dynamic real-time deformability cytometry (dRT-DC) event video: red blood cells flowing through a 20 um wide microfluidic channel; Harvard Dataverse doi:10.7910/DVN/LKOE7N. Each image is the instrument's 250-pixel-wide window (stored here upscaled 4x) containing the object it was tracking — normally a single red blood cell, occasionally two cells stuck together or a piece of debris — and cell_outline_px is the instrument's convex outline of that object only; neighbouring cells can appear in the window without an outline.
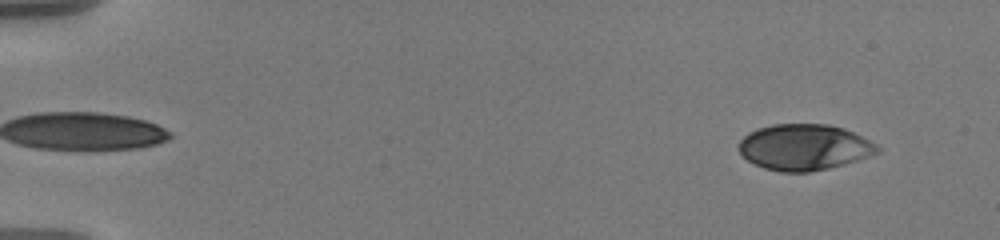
{"species": "human", "species_latin": "Homo sapiens", "temperature_condition": "warm", "stored_images_in_passage": 56, "camera_frame_rate_fps": 3000, "um_per_image_px": 0.085, "donor": {"sex": "male"}, "frame": {"image": 1, "passage_image": 4, "time_ms": 1.0, "image_size_px": [1000, 240], "cell_outline_px": [[880, 152], [844, 164], [828, 168], [808, 172], [780, 172], [764, 168], [748, 160], [740, 152], [740, 140], [748, 132], [756, 128], [772, 124], [828, 124], [844, 128], [876, 144], [880, 148]], "centroid_in_image_um": [68.34, 12.5], "position_along_channel_um": 16.7, "area_um2": 36.93}}
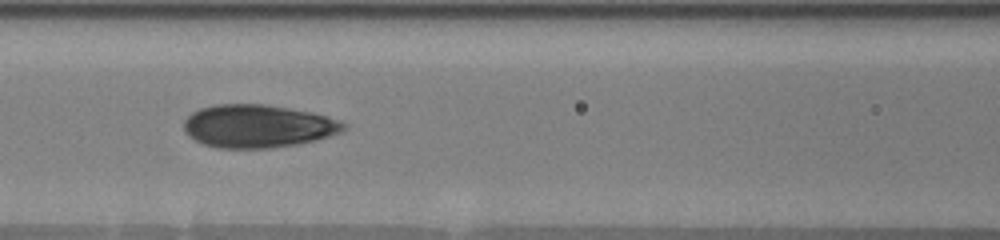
{"frame": {"image": 2, "passage_image": 26, "time_ms": 8.333, "image_size_px": [1000, 240], "cell_outline_px": [[348, 128], [340, 132], [316, 140], [296, 144], [268, 148], [216, 148], [204, 144], [188, 136], [184, 132], [184, 120], [192, 112], [200, 108], [216, 104], [268, 104], [312, 112], [328, 116], [340, 120], [348, 124]], "centroid_in_image_um": [21.93, 10.71], "position_along_channel_um": 144.7, "area_um2": 40.29}}
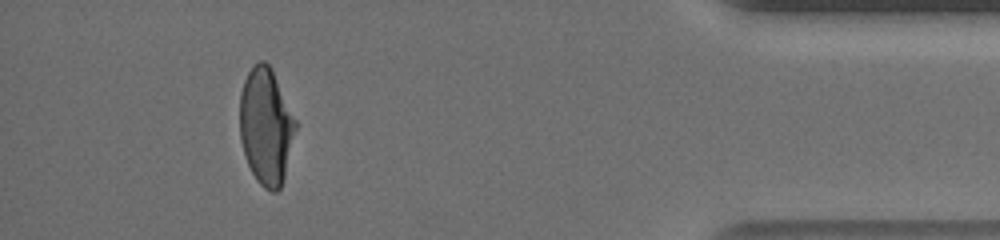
{"frame": {"image": 3, "passage_image": 52, "time_ms": 17.0, "image_size_px": [1000, 240], "cell_outline_px": [[296, 128], [284, 176], [280, 188], [276, 192], [272, 192], [264, 188], [256, 180], [248, 164], [240, 140], [240, 92], [244, 80], [248, 72], [260, 60], [264, 60], [272, 68], [296, 120]], "centroid_in_image_um": [22.6, 10.72], "position_along_channel_um": 412.6, "area_um2": 37.69}, "authors_computed_cell_mechanics": {"area_um2": 38.5526, "velocity_mm_per_s": 3.6009, "shape_relaxation_time_tau1_ms": 7.4231, "shape_relaxation_time_tau2_ms": 1.1489, "deformation_change_tau1": 0.2259, "deformation_change_tau2": 0.0646}}